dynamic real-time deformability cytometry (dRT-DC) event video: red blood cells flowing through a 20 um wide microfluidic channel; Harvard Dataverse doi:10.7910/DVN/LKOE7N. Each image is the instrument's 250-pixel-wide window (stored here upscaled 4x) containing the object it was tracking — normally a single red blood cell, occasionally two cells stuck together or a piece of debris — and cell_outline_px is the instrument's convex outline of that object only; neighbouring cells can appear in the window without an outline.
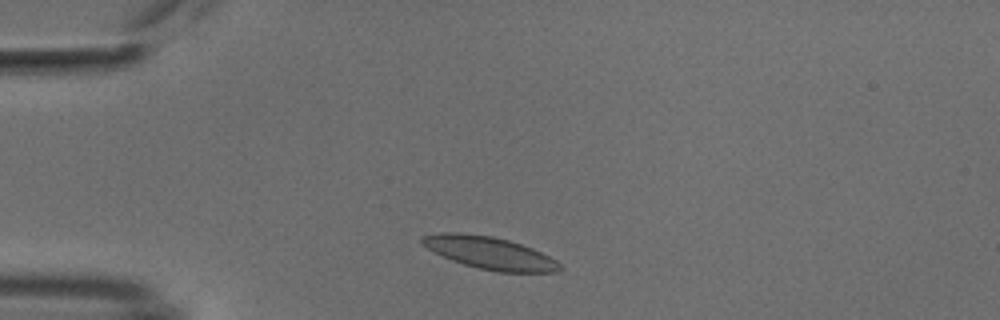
{"species": "common noctule bat (a hibernating species)", "species_latin": "Nyctalus noctula", "temperature_condition": "cold", "stored_images_in_passage": 20, "camera_frame_rate_fps": 3000, "um_per_image_px": 0.085, "animal": {"sex": "male", "body_mass_g": 18.8}, "frame": {"image": 1, "passage_image": 3, "time_ms": 0.667, "image_size_px": [1000, 320], "cell_outline_px": [[564, 268], [556, 272], [500, 272], [476, 268], [452, 260], [420, 244], [420, 236], [444, 232], [456, 232], [492, 236], [508, 240], [532, 248], [556, 260]], "centroid_in_image_um": [41.62, 21.5], "position_along_channel_um": 43.4, "area_um2": 25.84}}
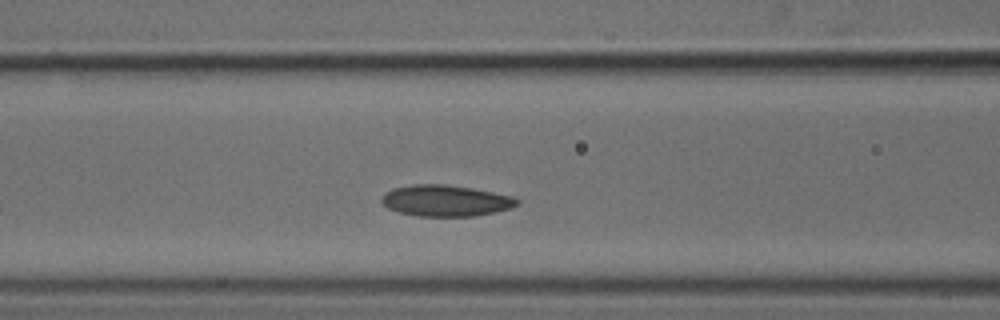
{"frame": {"image": 2, "passage_image": 12, "time_ms": 3.667, "image_size_px": [1000, 320], "cell_outline_px": [[520, 204], [512, 208], [476, 216], [420, 216], [400, 212], [388, 208], [380, 200], [384, 192], [392, 188], [412, 184], [444, 184], [472, 188], [512, 196], [520, 200]], "centroid_in_image_um": [37.89, 17.05], "position_along_channel_um": 128.7, "area_um2": 24.74}}
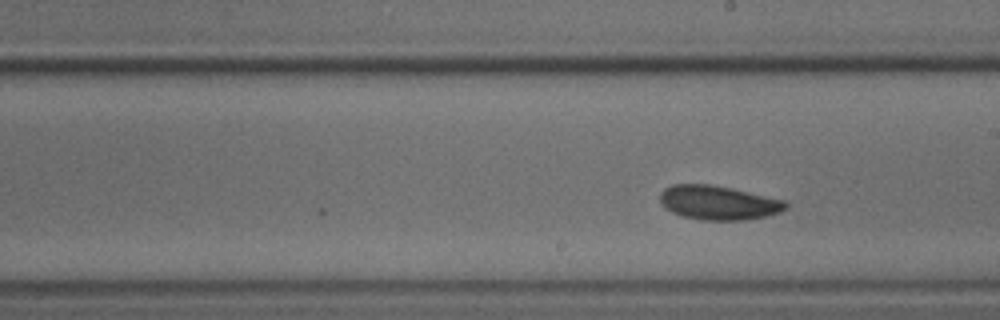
{"frame": {"image": 3, "passage_image": 20, "time_ms": 6.333, "image_size_px": [1000, 320], "cell_outline_px": [[788, 208], [780, 212], [768, 216], [748, 220], [704, 220], [684, 216], [672, 212], [664, 208], [660, 200], [660, 192], [664, 188], [672, 184], [708, 184], [732, 188], [784, 200], [788, 204]], "centroid_in_image_um": [61.07, 17.23], "position_along_channel_um": 227.9, "area_um2": 25.14}}